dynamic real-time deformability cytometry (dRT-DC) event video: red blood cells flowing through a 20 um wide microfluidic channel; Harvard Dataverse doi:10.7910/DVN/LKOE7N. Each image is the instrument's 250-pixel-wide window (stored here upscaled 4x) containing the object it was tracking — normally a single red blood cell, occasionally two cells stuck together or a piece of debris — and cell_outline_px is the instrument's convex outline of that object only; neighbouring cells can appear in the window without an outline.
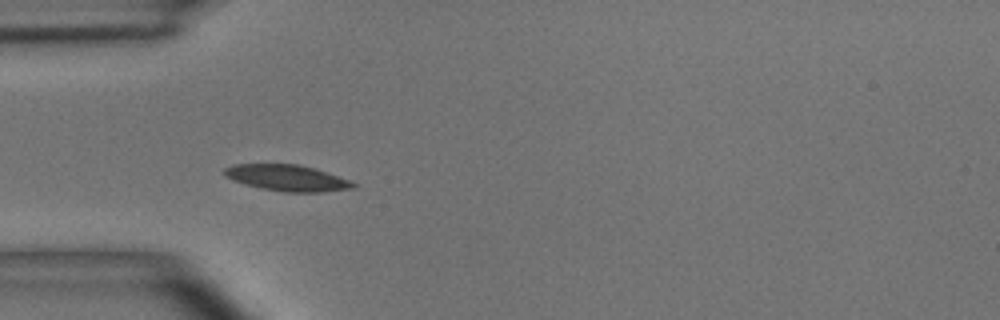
{"species": "common noctule bat (a hibernating species)", "species_latin": "Nyctalus noctula", "temperature_condition": "room temperature", "stored_images_in_passage": 5, "camera_frame_rate_fps": 3000, "um_per_image_px": 0.085, "animal": {"sex": "male", "body_mass_g": 15.6}, "frame": {"image": 1, "passage_image": 4, "time_ms": 3.667, "image_size_px": [1000, 320], "cell_outline_px": [[356, 188], [324, 192], [284, 192], [260, 188], [232, 180], [224, 176], [224, 168], [232, 164], [300, 164], [316, 168], [348, 180], [356, 184]], "centroid_in_image_um": [24.4, 15.12], "position_along_channel_um": 60.6, "area_um2": 19.77}}
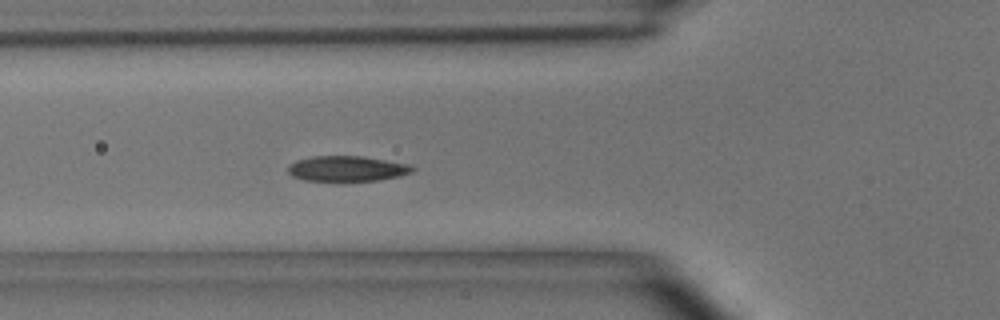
{"frame": {"image": 2, "passage_image": 5, "time_ms": 4.667, "image_size_px": [1000, 320], "cell_outline_px": [[416, 168], [412, 172], [400, 176], [376, 180], [304, 180], [292, 176], [288, 172], [288, 164], [296, 160], [312, 156], [364, 156], [408, 164]], "centroid_in_image_um": [29.48, 14.32], "position_along_channel_um": 96.3, "area_um2": 18.26}}